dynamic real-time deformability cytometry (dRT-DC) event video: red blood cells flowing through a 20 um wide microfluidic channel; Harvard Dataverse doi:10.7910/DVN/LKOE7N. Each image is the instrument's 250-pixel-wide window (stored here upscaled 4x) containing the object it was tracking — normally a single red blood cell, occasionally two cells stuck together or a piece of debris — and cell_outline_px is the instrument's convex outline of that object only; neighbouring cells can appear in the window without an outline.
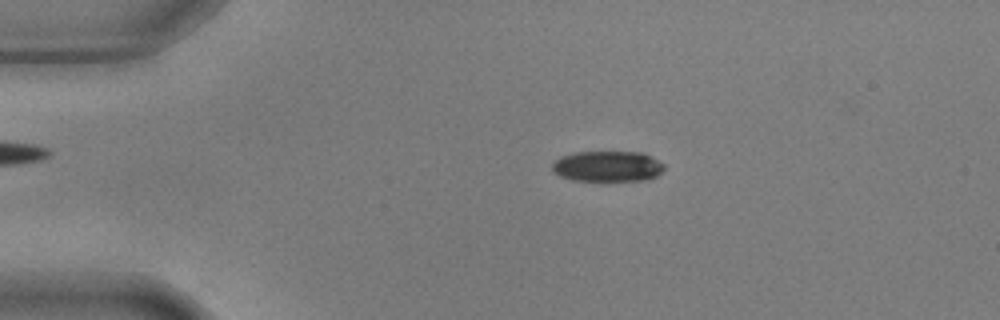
{"species": "common noctule bat (a hibernating species)", "species_latin": "Nyctalus noctula", "temperature_condition": "warm", "stored_images_in_passage": 56, "camera_frame_rate_fps": 3000, "um_per_image_px": 0.085, "animal": {"sex": "male", "body_mass_g": 17.9, "forearm_length_mm": 54.2}, "frame": {"image": 1, "passage_image": 12, "time_ms": 3.667, "image_size_px": [1000, 320], "cell_outline_px": [[664, 168], [656, 176], [648, 180], [572, 180], [560, 176], [552, 172], [552, 164], [560, 156], [576, 152], [640, 152], [664, 164]], "centroid_in_image_um": [51.6, 14.14], "position_along_channel_um": 33.4, "area_um2": 19.83}}
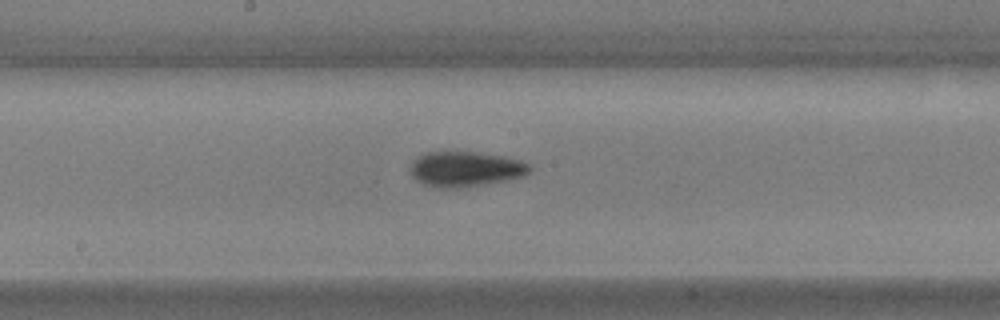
{"frame": {"image": 2, "passage_image": 30, "time_ms": 9.667, "image_size_px": [1000, 320], "cell_outline_px": [[532, 172], [524, 176], [504, 180], [456, 188], [436, 188], [424, 184], [416, 180], [412, 176], [408, 168], [416, 156], [424, 152], [476, 152], [504, 156], [520, 160], [532, 164]], "centroid_in_image_um": [39.55, 14.35], "position_along_channel_um": 208.7, "area_um2": 24.68}}
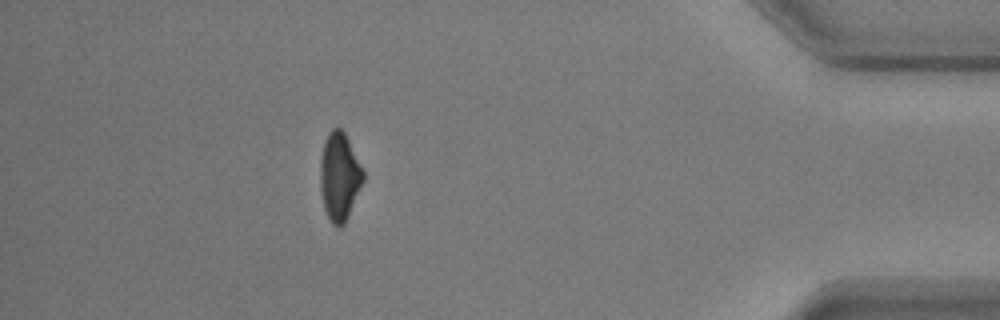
{"frame": {"image": 3, "passage_image": 50, "time_ms": 16.333, "image_size_px": [1000, 320], "cell_outline_px": [[364, 180], [348, 216], [344, 224], [340, 228], [336, 228], [332, 224], [324, 208], [320, 184], [320, 160], [324, 140], [328, 132], [332, 128], [340, 128], [344, 132], [364, 172]], "centroid_in_image_um": [28.84, 15.02], "position_along_channel_um": 406.4, "area_um2": 21.91}, "authors_computed_cell_mechanics": {"area_um2": 22.5709, "velocity_mm_per_s": 3.6723, "shape_relaxation_time_tau1_ms": 3.1441, "shape_relaxation_time_tau2_ms": 2.3221, "deformation_change_tau1": 0.1429, "deformation_change_tau2": 0.0609}}